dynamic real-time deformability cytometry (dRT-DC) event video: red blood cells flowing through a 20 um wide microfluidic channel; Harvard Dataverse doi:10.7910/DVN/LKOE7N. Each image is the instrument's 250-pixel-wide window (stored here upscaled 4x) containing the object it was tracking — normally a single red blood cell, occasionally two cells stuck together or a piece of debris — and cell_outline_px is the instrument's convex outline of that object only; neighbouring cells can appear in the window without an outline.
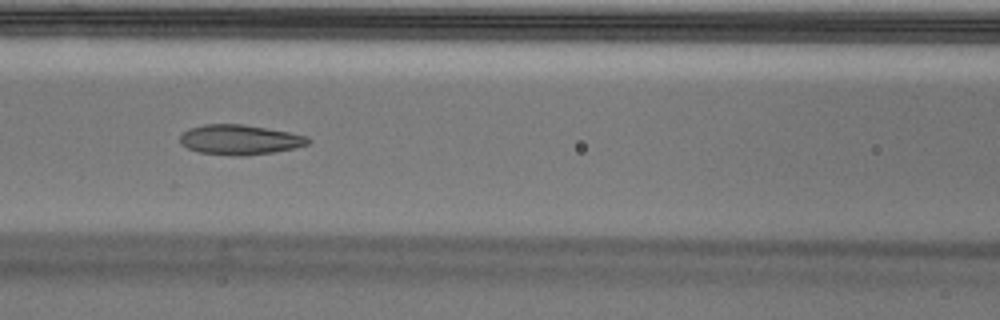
{"species": "Egyptian fruit bat (a non-hibernating species)", "species_latin": "Rousettus aegyptiacus", "temperature_condition": "cold", "stored_images_in_passage": 57, "camera_frame_rate_fps": 3000, "um_per_image_px": 0.085, "animal": {"sex": "male"}, "frame": {"image": 1, "passage_image": 25, "time_ms": 8.0, "image_size_px": [1000, 320], "cell_outline_px": [[312, 140], [308, 144], [292, 148], [272, 152], [244, 156], [240, 156], [200, 152], [188, 148], [180, 144], [180, 136], [188, 128], [204, 124], [244, 124], [288, 132], [308, 136]], "centroid_in_image_um": [20.37, 11.86], "position_along_channel_um": 146.2, "area_um2": 22.2}, "authors_computed_cell_mechanics": {"area_um2": 22.7154, "velocity_mm_per_s": 3.5288, "shape_relaxation_time_tau1_ms": null, "shape_relaxation_time_tau2_ms": 2.4226, "deformation_change_tau1": null, "deformation_change_tau2": 0.0953}}